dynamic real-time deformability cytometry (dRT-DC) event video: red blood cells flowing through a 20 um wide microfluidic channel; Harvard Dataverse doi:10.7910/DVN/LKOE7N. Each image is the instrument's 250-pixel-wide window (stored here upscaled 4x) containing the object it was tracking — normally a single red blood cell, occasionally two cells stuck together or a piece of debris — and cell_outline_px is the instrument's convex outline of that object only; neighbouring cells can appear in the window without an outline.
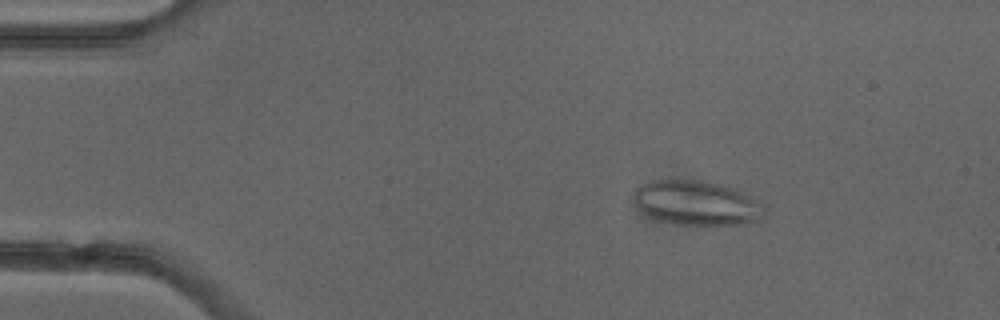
{"species": "common noctule bat (a hibernating species)", "species_latin": "Nyctalus noctula", "temperature_condition": "cold", "stored_images_in_passage": 2, "camera_frame_rate_fps": 3000, "um_per_image_px": 0.085, "animal": {"sex": "female"}, "frame": {"image": 1, "passage_image": 1, "time_ms": 0.0, "image_size_px": [1000, 320], "cell_outline_px": [[768, 208], [764, 216], [756, 220], [736, 224], [684, 224], [660, 220], [648, 216], [636, 208], [632, 200], [632, 196], [636, 188], [652, 180], [696, 180], [720, 184], [736, 188], [764, 204]], "centroid_in_image_um": [59.21, 17.24], "position_along_channel_um": 25.8, "area_um2": 33.93}}